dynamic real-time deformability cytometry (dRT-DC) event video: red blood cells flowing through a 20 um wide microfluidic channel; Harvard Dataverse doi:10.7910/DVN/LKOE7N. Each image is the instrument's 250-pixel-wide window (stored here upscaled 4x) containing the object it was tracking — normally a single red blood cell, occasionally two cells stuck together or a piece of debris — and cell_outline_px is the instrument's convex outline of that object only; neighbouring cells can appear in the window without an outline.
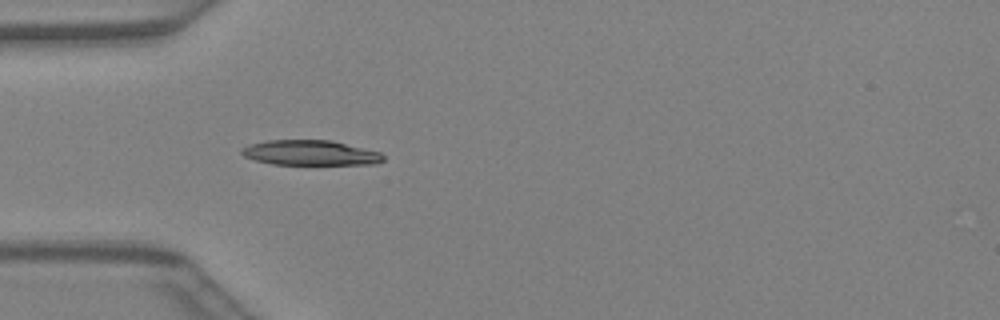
{"species": "Egyptian fruit bat (a non-hibernating species)", "species_latin": "Rousettus aegyptiacus", "temperature_condition": "warm", "stored_images_in_passage": 30, "camera_frame_rate_fps": 3000, "um_per_image_px": 0.085, "animal": {"sex": "female"}, "frame": {"image": 1, "passage_image": 3, "time_ms": 0.667, "image_size_px": [1000, 320], "cell_outline_px": [[384, 160], [376, 164], [272, 164], [256, 160], [244, 156], [240, 152], [240, 148], [252, 144], [268, 140], [328, 140], [380, 152], [384, 156]], "centroid_in_image_um": [26.36, 12.99], "position_along_channel_um": 58.6, "area_um2": 20.4}}
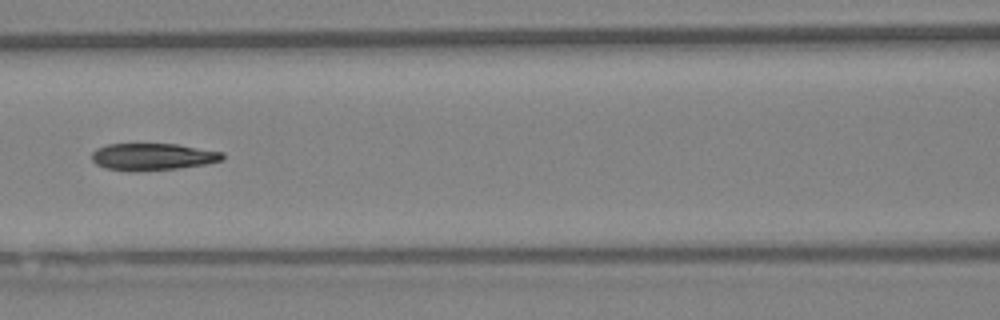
{"frame": {"image": 2, "passage_image": 9, "time_ms": 2.667, "image_size_px": [1000, 320], "cell_outline_px": [[224, 160], [208, 164], [180, 168], [104, 168], [96, 164], [92, 160], [92, 152], [96, 148], [108, 144], [176, 144], [224, 152]], "centroid_in_image_um": [13.05, 13.27], "position_along_channel_um": 153.5, "area_um2": 19.77}}
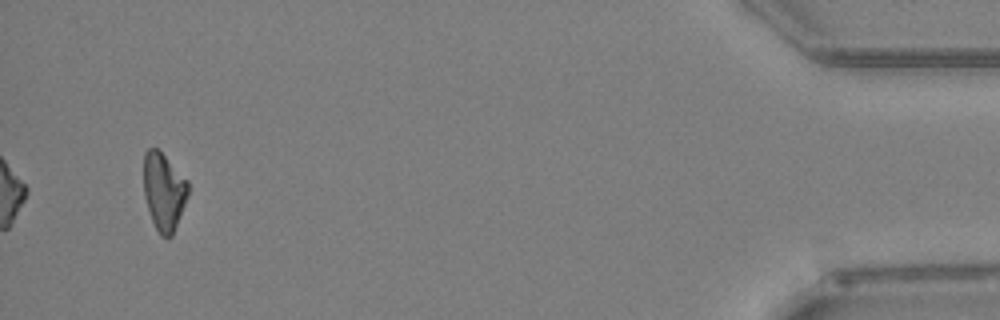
{"frame": {"image": 3, "passage_image": 30, "time_ms": 9.667, "image_size_px": [1000, 320], "cell_outline_px": [[188, 196], [172, 236], [160, 236], [152, 220], [144, 196], [144, 152], [148, 148], [156, 148], [188, 180]], "centroid_in_image_um": [13.92, 16.28], "position_along_channel_um": 421.3, "area_um2": 19.83}}